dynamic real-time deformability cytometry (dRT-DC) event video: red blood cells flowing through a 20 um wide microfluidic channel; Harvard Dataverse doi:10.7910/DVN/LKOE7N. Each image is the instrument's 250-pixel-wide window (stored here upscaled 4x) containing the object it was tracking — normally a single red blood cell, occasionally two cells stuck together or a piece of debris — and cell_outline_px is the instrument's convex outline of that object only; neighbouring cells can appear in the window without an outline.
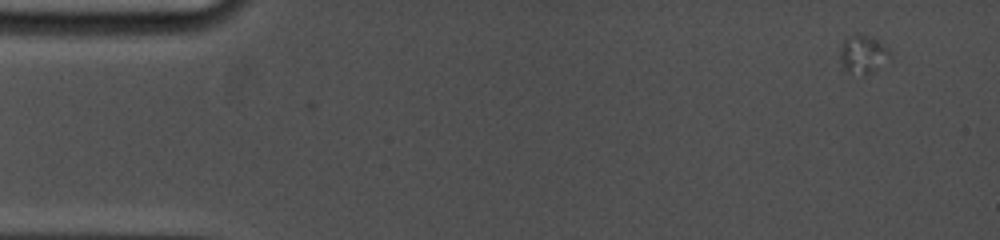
{"species": "common noctule bat (a hibernating species)", "species_latin": "Nyctalus noctula", "temperature_condition": "cold", "stored_images_in_passage": 13, "camera_frame_rate_fps": 5000, "um_per_image_px": 0.085, "animal": {"sex": "female", "body_mass_g": 19.0, "forearm_length_mm": 53.3}, "frame": {"image": 1, "passage_image": 1, "time_ms": 0.0, "image_size_px": [1000, 240], "cell_outline_px": [[892, 60], [868, 72], [848, 72], [840, 68], [840, 44], [844, 40], [860, 32], [884, 44], [892, 52]], "centroid_in_image_um": [73.36, 4.58], "position_along_channel_um": 11.6, "area_um2": 11.16}}